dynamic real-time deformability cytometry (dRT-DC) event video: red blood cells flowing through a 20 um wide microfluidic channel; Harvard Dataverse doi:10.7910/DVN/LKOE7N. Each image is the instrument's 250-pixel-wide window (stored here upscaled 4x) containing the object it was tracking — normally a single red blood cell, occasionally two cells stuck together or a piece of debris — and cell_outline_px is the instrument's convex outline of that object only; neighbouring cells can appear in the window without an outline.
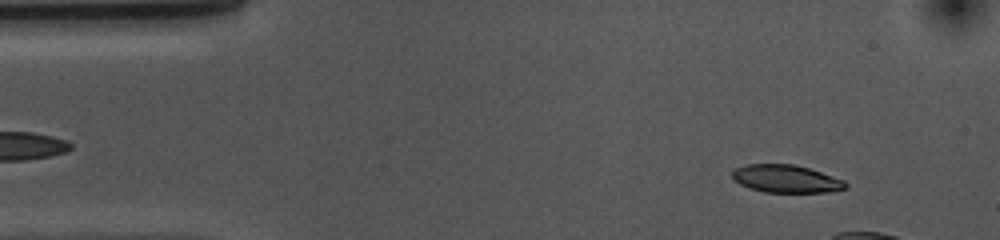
{"species": "common noctule bat (a hibernating species)", "species_latin": "Nyctalus noctula", "temperature_condition": "cold", "stored_images_in_passage": 11, "camera_frame_rate_fps": 3000, "um_per_image_px": 0.085, "animal": {"sex": "female", "body_mass_g": 10.0, "forearm_length_mm": 53.1}, "frame": {"image": 1, "passage_image": 4, "time_ms": 1.0, "image_size_px": [1000, 240], "cell_outline_px": [[848, 188], [824, 192], [764, 192], [748, 188], [732, 180], [732, 172], [736, 168], [748, 164], [792, 164], [808, 168], [844, 180], [848, 184]], "centroid_in_image_um": [66.79, 15.2], "position_along_channel_um": 18.2, "area_um2": 18.26}}